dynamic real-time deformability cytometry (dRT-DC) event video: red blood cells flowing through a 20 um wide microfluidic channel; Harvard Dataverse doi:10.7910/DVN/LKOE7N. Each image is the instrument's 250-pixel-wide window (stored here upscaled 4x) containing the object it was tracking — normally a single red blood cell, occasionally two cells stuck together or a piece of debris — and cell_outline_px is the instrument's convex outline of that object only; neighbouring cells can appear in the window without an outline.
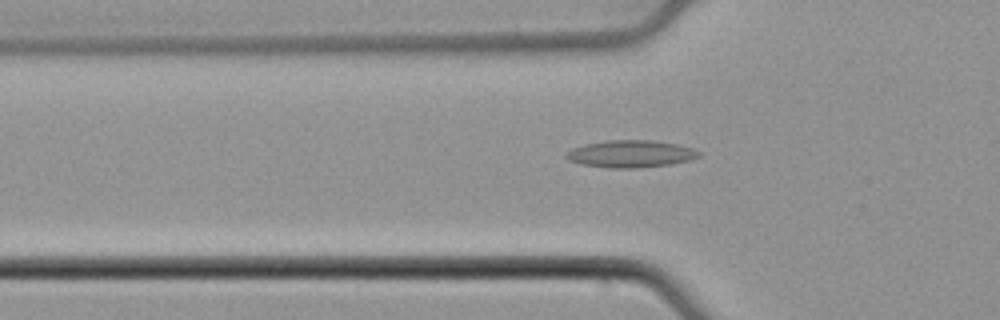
{"species": "common noctule bat (a hibernating species)", "species_latin": "Nyctalus noctula", "temperature_condition": "cold", "stored_images_in_passage": 49, "camera_frame_rate_fps": 3000, "um_per_image_px": 0.085, "animal": {"sex": "male", "body_mass_g": 21.5, "forearm_length_mm": 52.0}, "frame": {"image": 1, "passage_image": 14, "time_ms": 4.333, "image_size_px": [1000, 320], "cell_outline_px": [[700, 156], [688, 160], [668, 164], [636, 168], [608, 168], [580, 164], [568, 160], [564, 156], [572, 148], [584, 144], [608, 140], [652, 140], [676, 144], [692, 148], [700, 152]], "centroid_in_image_um": [53.56, 13.07], "position_along_channel_um": 72.2, "area_um2": 20.92}}
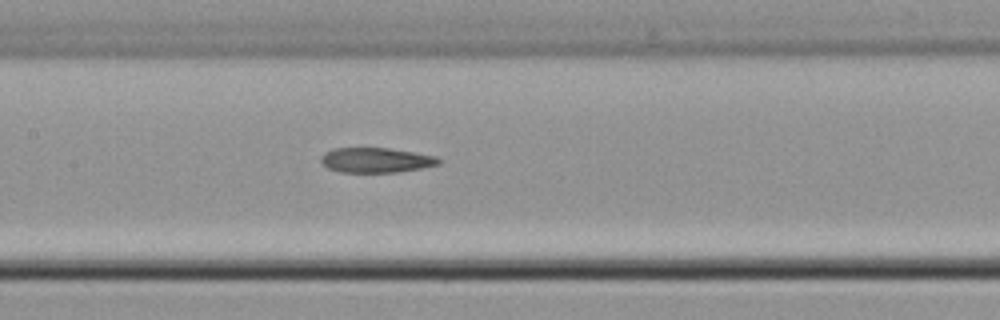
{"frame": {"image": 2, "passage_image": 22, "time_ms": 7.0, "image_size_px": [1000, 320], "cell_outline_px": [[444, 160], [440, 164], [420, 168], [396, 172], [340, 172], [328, 168], [320, 160], [320, 156], [324, 152], [332, 148], [388, 148], [436, 156]], "centroid_in_image_um": [31.95, 13.6], "position_along_channel_um": 175.4, "area_um2": 17.11}}
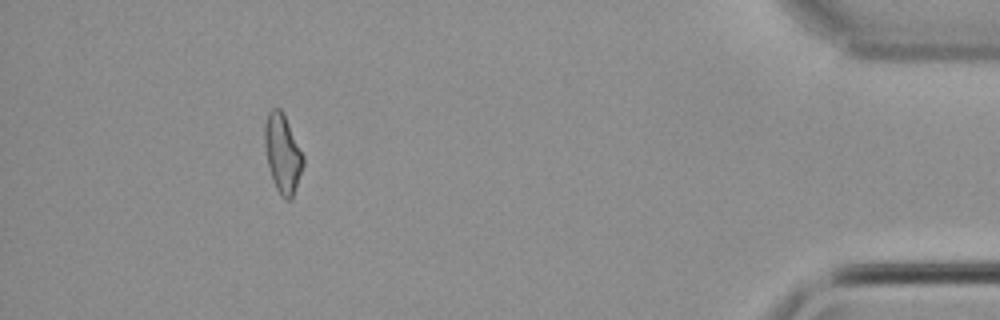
{"frame": {"image": 3, "passage_image": 45, "time_ms": 14.667, "image_size_px": [1000, 320], "cell_outline_px": [[304, 164], [292, 200], [284, 200], [280, 196], [276, 188], [268, 164], [264, 144], [264, 124], [268, 112], [272, 108], [280, 108], [304, 156]], "centroid_in_image_um": [24.02, 13.08], "position_along_channel_um": 411.2, "area_um2": 17.51}}